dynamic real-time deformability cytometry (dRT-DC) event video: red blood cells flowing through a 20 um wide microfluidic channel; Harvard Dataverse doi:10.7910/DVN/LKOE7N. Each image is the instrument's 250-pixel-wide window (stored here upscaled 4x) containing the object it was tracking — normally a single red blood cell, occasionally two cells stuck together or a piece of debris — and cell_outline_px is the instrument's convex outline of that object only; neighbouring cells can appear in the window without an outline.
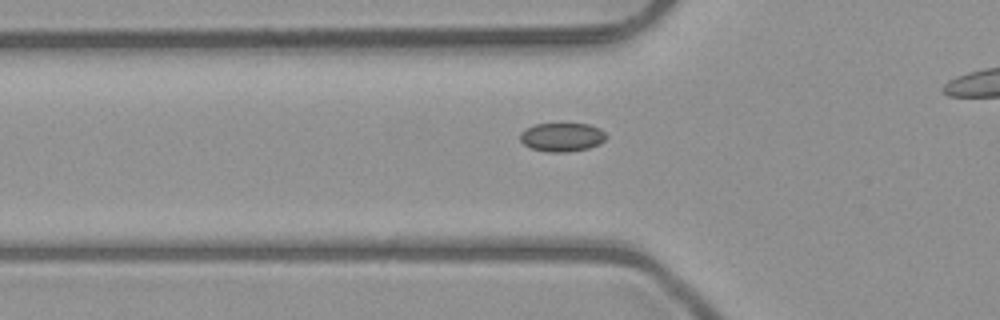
{"species": "common noctule bat (a hibernating species)", "species_latin": "Nyctalus noctula", "temperature_condition": "room temperature", "stored_images_in_passage": 41, "camera_frame_rate_fps": 3000, "um_per_image_px": 0.085, "animal": {"sex": "male", "body_mass_g": 23.1, "forearm_length_mm": 52.7}, "frame": {"image": 1, "passage_image": 14, "time_ms": 4.333, "image_size_px": [1000, 320], "cell_outline_px": [[608, 136], [600, 144], [588, 148], [568, 152], [548, 152], [532, 148], [524, 144], [520, 140], [520, 132], [536, 124], [588, 124], [600, 128]], "centroid_in_image_um": [47.79, 11.66], "position_along_channel_um": 78.0, "area_um2": 14.33}}
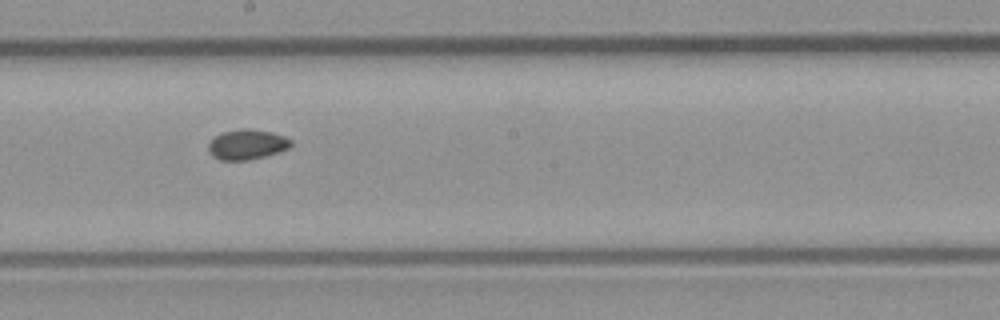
{"frame": {"image": 2, "passage_image": 25, "time_ms": 8.0, "image_size_px": [1000, 320], "cell_outline_px": [[292, 144], [288, 148], [264, 156], [248, 160], [220, 160], [212, 156], [208, 152], [208, 144], [216, 136], [224, 132], [240, 128], [248, 128], [272, 132], [284, 136], [292, 140]], "centroid_in_image_um": [20.98, 12.27], "position_along_channel_um": 227.2, "area_um2": 14.39}}
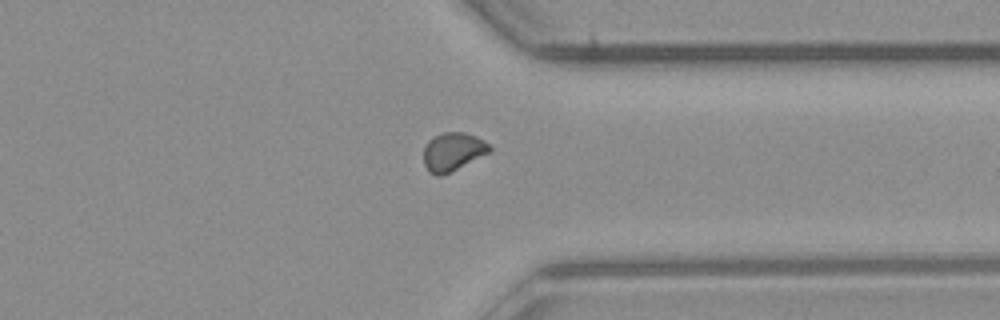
{"frame": {"image": 3, "passage_image": 36, "time_ms": 11.667, "image_size_px": [1000, 320], "cell_outline_px": [[492, 148], [488, 152], [440, 176], [436, 176], [428, 172], [424, 164], [424, 148], [428, 140], [444, 132], [464, 132], [476, 136], [484, 140]], "centroid_in_image_um": [38.45, 12.88], "position_along_channel_um": 372.9, "area_um2": 14.33}, "authors_computed_cell_mechanics": {"area_um2": 14.45, "velocity_mm_per_s": 4.0304, "shape_relaxation_time_tau1_ms": null, "shape_relaxation_time_tau2_ms": 11.226, "deformation_change_tau1": null, "deformation_change_tau2": 0.1009}}